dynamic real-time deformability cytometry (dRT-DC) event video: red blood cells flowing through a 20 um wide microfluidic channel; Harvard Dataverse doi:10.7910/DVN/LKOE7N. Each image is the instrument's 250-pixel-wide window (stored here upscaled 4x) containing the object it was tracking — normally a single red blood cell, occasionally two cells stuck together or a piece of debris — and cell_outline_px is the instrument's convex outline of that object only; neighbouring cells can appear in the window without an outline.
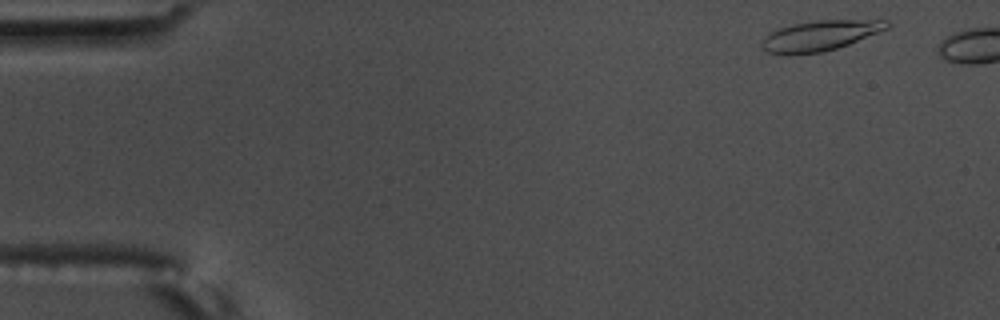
{"species": "common noctule bat (a hibernating species)", "species_latin": "Nyctalus noctula", "temperature_condition": "warm", "stored_images_in_passage": 5, "camera_frame_rate_fps": 3000, "um_per_image_px": 0.085, "animal": {"sex": "male", "body_mass_g": 17.5, "forearm_length_mm": 52.3}, "frame": {"image": 1, "passage_image": 1, "time_ms": 0.0, "image_size_px": [1000, 320], "cell_outline_px": [[892, 24], [888, 28], [848, 44], [836, 48], [820, 52], [788, 56], [768, 52], [760, 44], [764, 36], [768, 32], [792, 24], [816, 20], [888, 20]], "centroid_in_image_um": [69.65, 3.03], "position_along_channel_um": 15.3, "area_um2": 22.14}}